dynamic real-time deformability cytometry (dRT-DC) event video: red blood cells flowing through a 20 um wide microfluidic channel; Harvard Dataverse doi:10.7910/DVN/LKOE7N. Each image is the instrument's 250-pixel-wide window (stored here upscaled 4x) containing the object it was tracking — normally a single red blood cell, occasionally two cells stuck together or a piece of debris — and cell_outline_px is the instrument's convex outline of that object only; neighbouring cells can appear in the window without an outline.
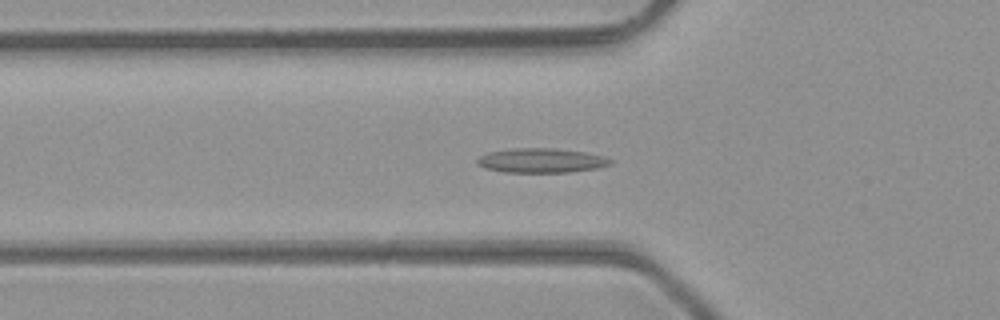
{"species": "common noctule bat (a hibernating species)", "species_latin": "Nyctalus noctula", "temperature_condition": "room temperature", "stored_images_in_passage": 48, "camera_frame_rate_fps": 3000, "um_per_image_px": 0.085, "animal": {"sex": "male", "body_mass_g": 23.1, "forearm_length_mm": 52.7}, "frame": {"image": 1, "passage_image": 17, "time_ms": 5.333, "image_size_px": [1000, 320], "cell_outline_px": [[612, 164], [596, 168], [568, 172], [504, 172], [484, 168], [476, 164], [476, 160], [480, 156], [488, 152], [512, 148], [556, 148], [584, 152], [600, 156], [612, 160]], "centroid_in_image_um": [45.95, 13.64], "position_along_channel_um": 79.9, "area_um2": 18.9}}
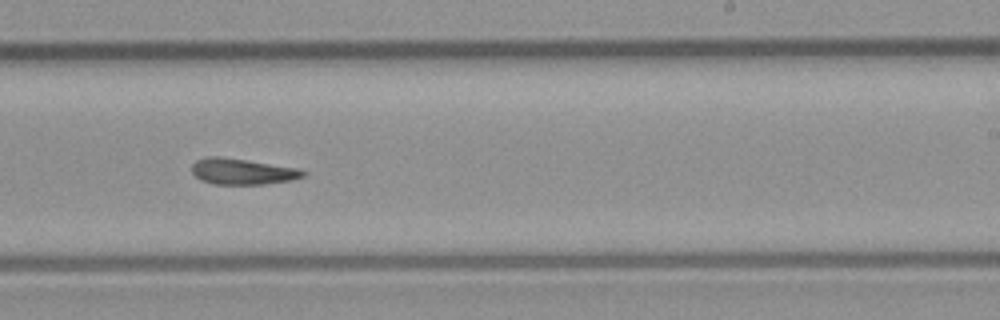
{"frame": {"image": 2, "passage_image": 30, "time_ms": 9.667, "image_size_px": [1000, 320], "cell_outline_px": [[308, 172], [304, 176], [292, 180], [264, 184], [216, 184], [200, 180], [192, 172], [192, 164], [196, 160], [208, 156], [216, 156], [300, 168]], "centroid_in_image_um": [20.62, 14.58], "position_along_channel_um": 268.4, "area_um2": 16.76}}
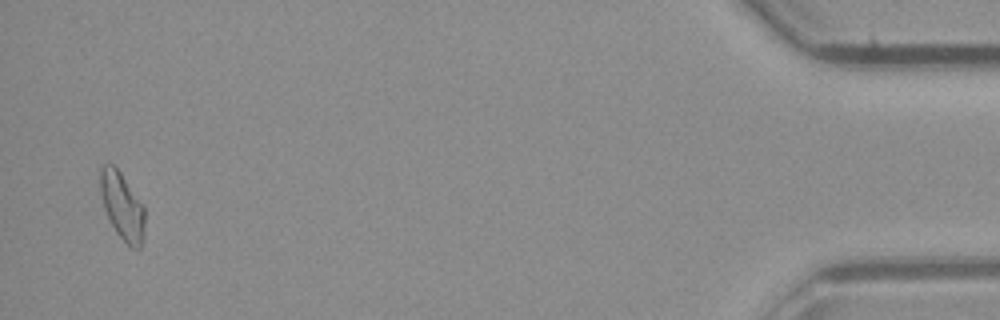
{"frame": {"image": 3, "passage_image": 47, "time_ms": 15.333, "image_size_px": [1000, 320], "cell_outline_px": [[144, 236], [140, 248], [128, 248], [116, 232], [104, 208], [100, 192], [100, 168], [104, 164], [112, 164], [120, 172], [144, 204]], "centroid_in_image_um": [10.4, 17.54], "position_along_channel_um": 424.8, "area_um2": 17.57}, "authors_computed_cell_mechanics": {"area_um2": 17.4267, "velocity_mm_per_s": 4.3272, "shape_relaxation_time_tau1_ms": null, "shape_relaxation_time_tau2_ms": 7.6198, "deformation_change_tau1": null, "deformation_change_tau2": 0.1855}}